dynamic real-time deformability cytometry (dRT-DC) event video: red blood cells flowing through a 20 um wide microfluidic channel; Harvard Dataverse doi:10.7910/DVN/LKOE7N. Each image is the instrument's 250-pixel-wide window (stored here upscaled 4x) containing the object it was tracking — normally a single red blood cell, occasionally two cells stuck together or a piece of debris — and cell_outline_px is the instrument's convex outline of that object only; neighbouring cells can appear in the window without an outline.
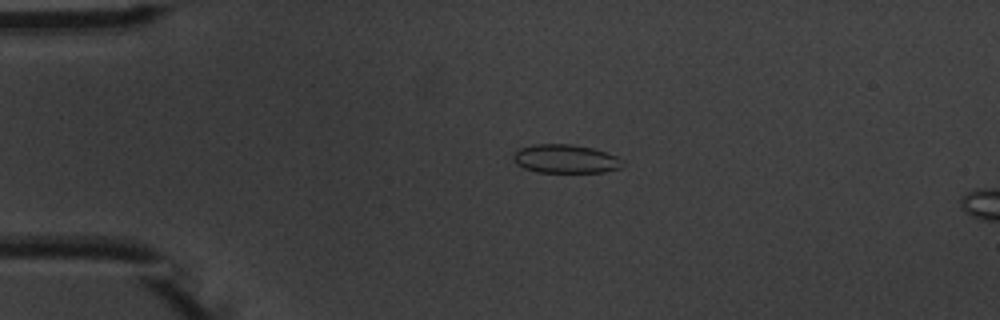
{"species": "common noctule bat (a hibernating species)", "species_latin": "Nyctalus noctula", "temperature_condition": "warm", "stored_images_in_passage": 6, "segment_of_instrument_passage": [1, 2], "camera_frame_rate_fps": 3000, "um_per_image_px": 0.085, "animal": {"sex": "male", "body_mass_g": 20.1, "forearm_length_mm": 53.5}, "frame": {"image": 1, "passage_image": 4, "time_ms": 3.333, "image_size_px": [1000, 320], "cell_outline_px": [[624, 164], [620, 168], [604, 172], [536, 172], [524, 168], [516, 164], [512, 156], [520, 148], [532, 144], [572, 144], [592, 148], [616, 156], [624, 160]], "centroid_in_image_um": [48.07, 13.5], "position_along_channel_um": 36.9, "area_um2": 18.26}}